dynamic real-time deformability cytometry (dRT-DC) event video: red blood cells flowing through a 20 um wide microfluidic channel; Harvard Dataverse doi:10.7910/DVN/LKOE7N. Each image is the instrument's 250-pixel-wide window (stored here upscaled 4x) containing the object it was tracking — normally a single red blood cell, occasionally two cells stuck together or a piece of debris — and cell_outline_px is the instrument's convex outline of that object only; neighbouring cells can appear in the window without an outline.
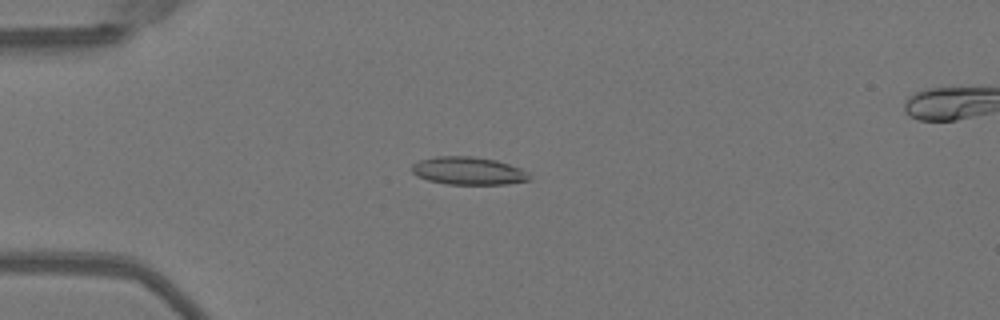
{"species": "Egyptian fruit bat (a non-hibernating species)", "species_latin": "Rousettus aegyptiacus", "temperature_condition": "warm", "stored_images_in_passage": 50, "camera_frame_rate_fps": 3000, "um_per_image_px": 0.085, "animal": {"sex": "female"}, "frame": {"image": 1, "passage_image": 13, "time_ms": 4.0, "image_size_px": [1000, 320], "cell_outline_px": [[532, 180], [508, 184], [448, 184], [428, 180], [416, 176], [412, 172], [412, 164], [420, 160], [436, 156], [472, 156], [496, 160], [520, 168], [528, 172], [532, 176]], "centroid_in_image_um": [39.83, 14.52], "position_along_channel_um": 45.2, "area_um2": 19.19}}
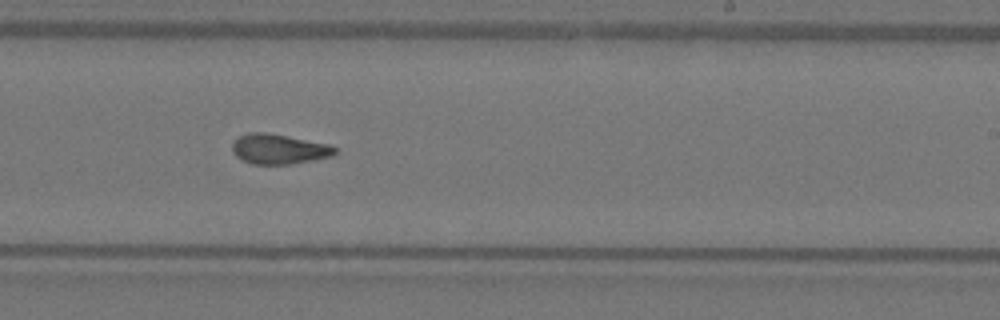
{"frame": {"image": 2, "passage_image": 31, "time_ms": 10.0, "image_size_px": [1000, 320], "cell_outline_px": [[340, 152], [332, 156], [292, 164], [252, 164], [240, 160], [232, 152], [232, 140], [248, 132], [264, 132], [288, 136], [332, 144], [340, 148]], "centroid_in_image_um": [23.75, 12.67], "position_along_channel_um": 265.3, "area_um2": 18.44}}
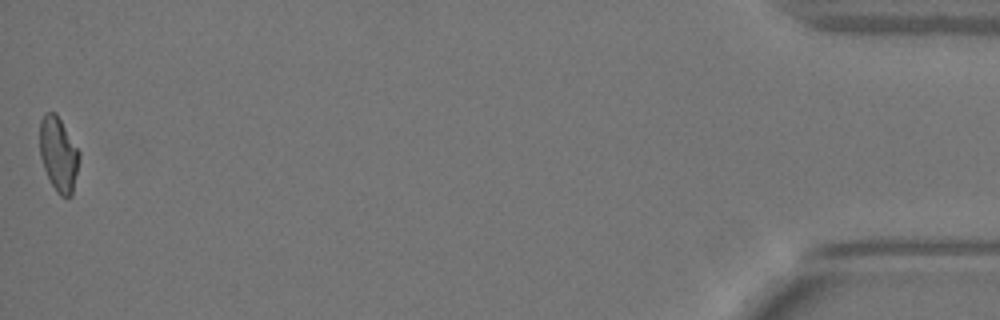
{"frame": {"image": 3, "passage_image": 50, "time_ms": 16.333, "image_size_px": [1000, 320], "cell_outline_px": [[80, 160], [72, 196], [60, 196], [56, 192], [44, 168], [40, 156], [40, 120], [44, 112], [56, 112], [80, 152]], "centroid_in_image_um": [4.98, 13.09], "position_along_channel_um": 430.2, "area_um2": 17.22}, "authors_computed_cell_mechanics": {"area_um2": 18.3515, "velocity_mm_per_s": 4.0471, "shape_relaxation_time_tau1_ms": null, "shape_relaxation_time_tau2_ms": 2.8133, "deformation_change_tau1": null, "deformation_change_tau2": 0.1085}}